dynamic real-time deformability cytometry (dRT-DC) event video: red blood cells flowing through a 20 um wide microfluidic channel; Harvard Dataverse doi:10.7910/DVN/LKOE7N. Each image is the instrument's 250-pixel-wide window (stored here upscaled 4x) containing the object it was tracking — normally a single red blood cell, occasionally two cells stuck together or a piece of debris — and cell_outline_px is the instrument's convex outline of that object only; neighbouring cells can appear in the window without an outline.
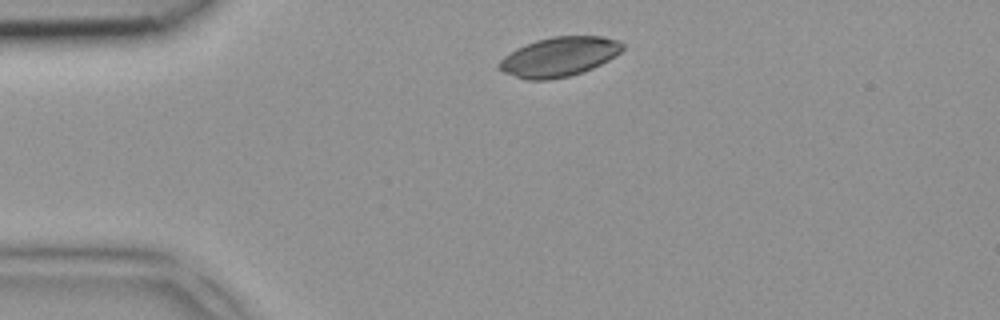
{"species": "common noctule bat (a hibernating species)", "species_latin": "Nyctalus noctula", "temperature_condition": "room temperature", "stored_images_in_passage": 2, "camera_frame_rate_fps": 3000, "um_per_image_px": 0.085, "animal": {"sex": "female", "body_mass_g": 18.4}, "frame": {"image": 1, "passage_image": 1, "time_ms": 0.0, "image_size_px": [1000, 320], "cell_outline_px": [[624, 48], [616, 56], [592, 68], [568, 76], [548, 80], [528, 80], [504, 72], [496, 64], [504, 56], [516, 48], [536, 40], [552, 36], [600, 36], [620, 40], [624, 44]], "centroid_in_image_um": [47.53, 4.81], "position_along_channel_um": 37.5, "area_um2": 28.26}}